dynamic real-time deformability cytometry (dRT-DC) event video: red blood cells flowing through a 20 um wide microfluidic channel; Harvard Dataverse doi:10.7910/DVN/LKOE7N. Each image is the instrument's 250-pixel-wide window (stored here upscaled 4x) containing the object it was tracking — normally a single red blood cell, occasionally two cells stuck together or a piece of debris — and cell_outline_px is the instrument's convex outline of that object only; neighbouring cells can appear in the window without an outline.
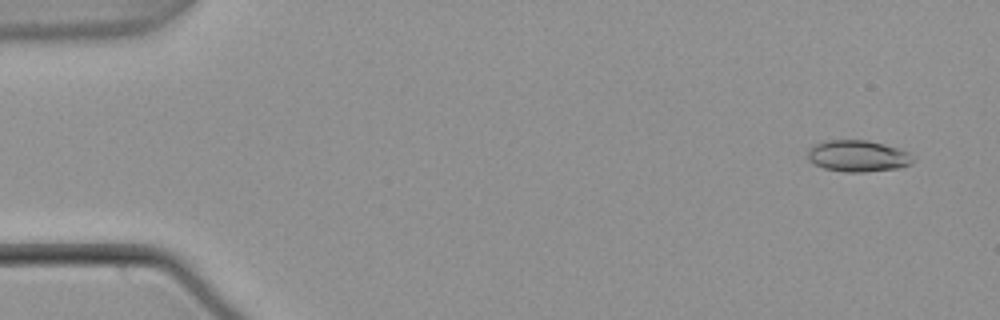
{"species": "common noctule bat (a hibernating species)", "species_latin": "Nyctalus noctula", "temperature_condition": "warm", "stored_images_in_passage": 55, "camera_frame_rate_fps": 3000, "um_per_image_px": 0.085, "animal": {"sex": "male", "body_mass_g": 21.5, "forearm_length_mm": 52.0}, "frame": {"image": 1, "passage_image": 4, "time_ms": 1.0, "image_size_px": [1000, 320], "cell_outline_px": [[916, 160], [912, 164], [900, 168], [864, 172], [844, 172], [824, 168], [808, 160], [808, 148], [824, 140], [868, 140], [884, 144], [908, 152], [916, 156]], "centroid_in_image_um": [72.96, 13.26], "position_along_channel_um": 12.0, "area_um2": 19.54}}
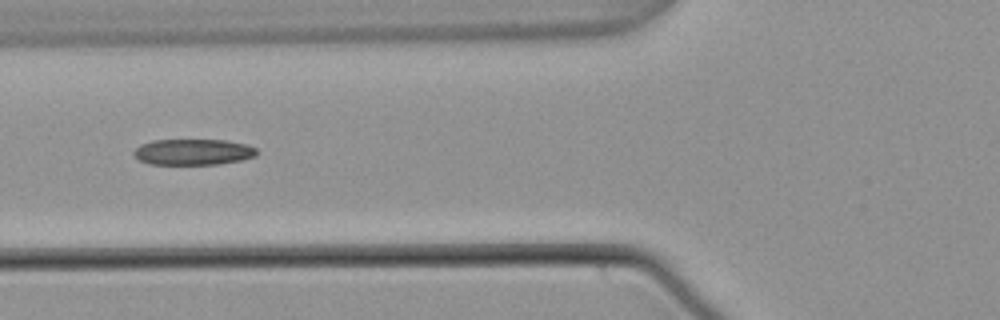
{"frame": {"image": 2, "passage_image": 22, "time_ms": 7.0, "image_size_px": [1000, 320], "cell_outline_px": [[256, 156], [240, 160], [216, 164], [148, 164], [140, 160], [132, 152], [140, 144], [152, 140], [224, 140], [248, 144], [256, 148]], "centroid_in_image_um": [16.4, 12.91], "position_along_channel_um": 109.4, "area_um2": 18.55}}
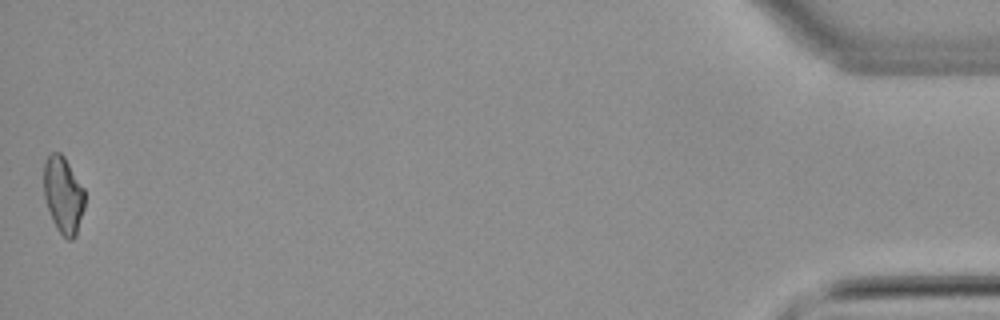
{"frame": {"image": 3, "passage_image": 55, "time_ms": 18.0, "image_size_px": [1000, 320], "cell_outline_px": [[84, 208], [76, 236], [72, 240], [68, 240], [56, 228], [52, 220], [44, 196], [44, 164], [48, 156], [52, 152], [60, 152], [64, 156], [84, 188]], "centroid_in_image_um": [5.38, 16.57], "position_along_channel_um": 429.8, "area_um2": 18.26}, "authors_computed_cell_mechanics": {"area_um2": 19.0162, "velocity_mm_per_s": 3.7897, "shape_relaxation_time_tau1_ms": 11.1548, "shape_relaxation_time_tau2_ms": 4.1842, "deformation_change_tau1": 0.2399, "deformation_change_tau2": 0.1282}}